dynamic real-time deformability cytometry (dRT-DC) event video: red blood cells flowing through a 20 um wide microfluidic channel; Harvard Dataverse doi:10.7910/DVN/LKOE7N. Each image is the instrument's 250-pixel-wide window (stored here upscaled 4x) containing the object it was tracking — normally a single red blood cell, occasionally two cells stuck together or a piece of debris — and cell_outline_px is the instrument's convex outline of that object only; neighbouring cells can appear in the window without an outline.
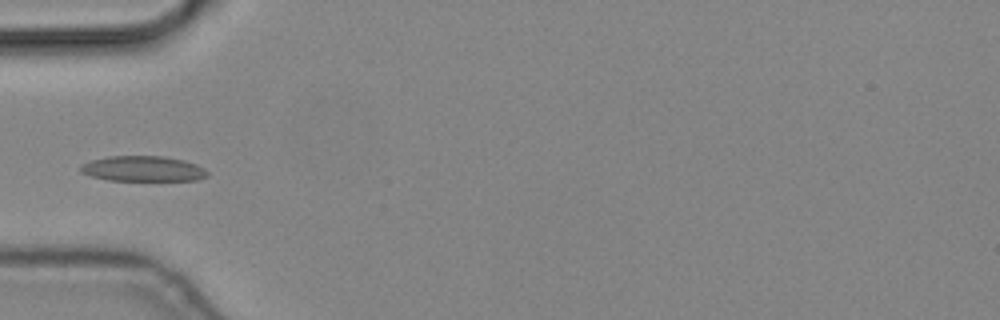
{"species": "common noctule bat (a hibernating species)", "species_latin": "Nyctalus noctula", "temperature_condition": "cold", "stored_images_in_passage": 10, "camera_frame_rate_fps": 3000, "um_per_image_px": 0.085, "animal": {"sex": "male", "body_mass_g": 19.2, "forearm_length_mm": 51.8}, "frame": {"image": 1, "passage_image": 5, "time_ms": 1.333, "image_size_px": [1000, 320], "cell_outline_px": [[208, 176], [196, 180], [108, 180], [92, 176], [80, 172], [80, 164], [92, 160], [108, 156], [164, 156], [184, 160], [196, 164], [204, 168], [208, 172]], "centroid_in_image_um": [12.15, 14.33], "position_along_channel_um": 72.8, "area_um2": 18.73}}
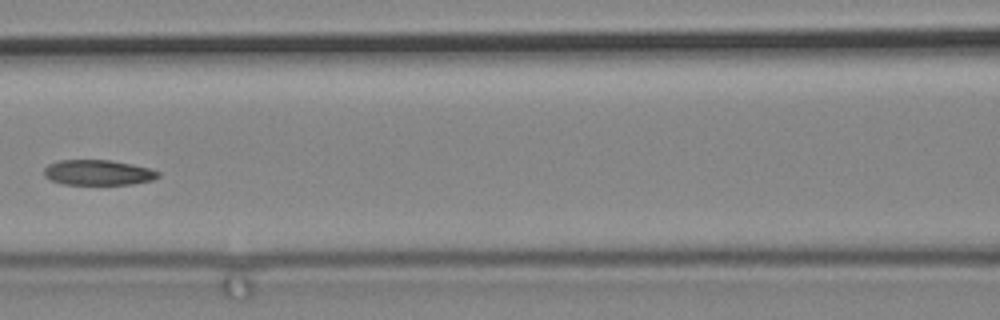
{"frame": {"image": 2, "passage_image": 7, "time_ms": 2.0, "image_size_px": [1000, 320], "cell_outline_px": [[160, 176], [152, 180], [132, 184], [64, 184], [52, 180], [44, 176], [44, 168], [48, 164], [60, 160], [108, 160], [132, 164], [148, 168], [160, 172]], "centroid_in_image_um": [8.33, 14.66], "position_along_channel_um": 158.3, "area_um2": 16.7}}
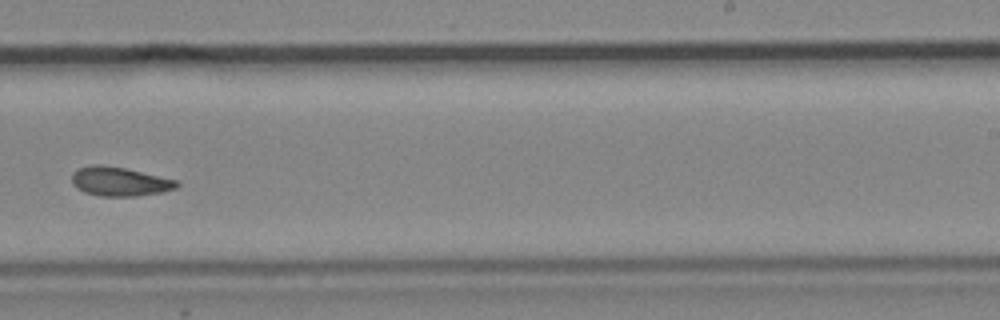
{"frame": {"image": 3, "passage_image": 10, "time_ms": 3.0, "image_size_px": [1000, 320], "cell_outline_px": [[180, 184], [176, 188], [164, 192], [136, 196], [100, 196], [84, 192], [76, 188], [72, 184], [72, 172], [80, 168], [92, 164], [100, 164], [124, 168], [176, 180]], "centroid_in_image_um": [10.14, 15.43], "position_along_channel_um": 278.9, "area_um2": 17.74}}